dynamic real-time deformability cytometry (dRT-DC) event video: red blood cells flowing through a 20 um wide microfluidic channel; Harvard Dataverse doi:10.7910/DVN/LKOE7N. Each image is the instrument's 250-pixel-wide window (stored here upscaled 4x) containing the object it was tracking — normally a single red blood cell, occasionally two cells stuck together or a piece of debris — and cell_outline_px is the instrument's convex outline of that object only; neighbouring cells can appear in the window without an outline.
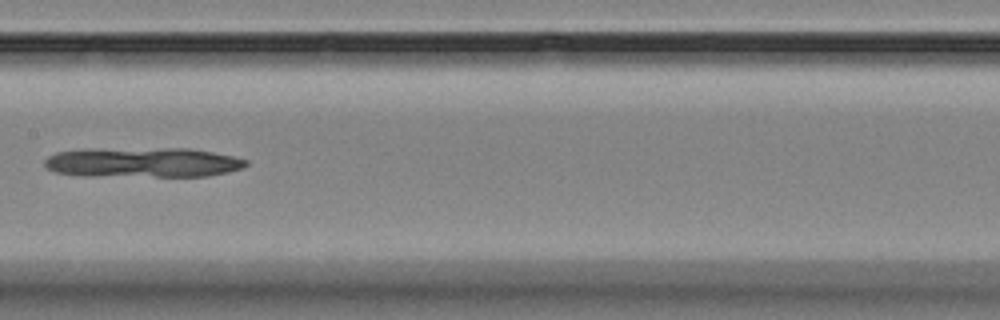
{"species": "Egyptian fruit bat (a non-hibernating species)", "species_latin": "Rousettus aegyptiacus", "temperature_condition": "room temperature", "stored_images_in_passage": 11, "camera_frame_rate_fps": 3000, "um_per_image_px": 0.085, "animal": {"sex": "female"}, "frame": {"image": 1, "passage_image": 8, "time_ms": 8.667, "image_size_px": [1000, 320], "cell_outline_px": [[248, 164], [244, 168], [228, 172], [208, 176], [84, 176], [56, 172], [48, 168], [44, 164], [44, 160], [48, 156], [56, 152], [80, 148], [188, 148], [212, 152], [232, 156], [248, 160]], "centroid_in_image_um": [12.11, 13.79], "position_along_channel_um": 195.3, "area_um2": 35.6}}
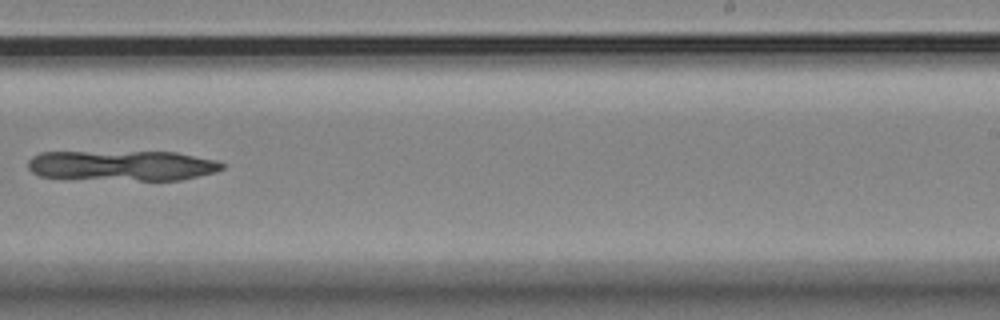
{"frame": {"image": 2, "passage_image": 10, "time_ms": 11.0, "image_size_px": [1000, 320], "cell_outline_px": [[224, 168], [216, 172], [180, 180], [140, 180], [40, 176], [32, 172], [28, 168], [28, 160], [32, 156], [40, 152], [176, 152], [216, 160], [224, 164]], "centroid_in_image_um": [10.42, 14.06], "position_along_channel_um": 278.6, "area_um2": 33.93}}
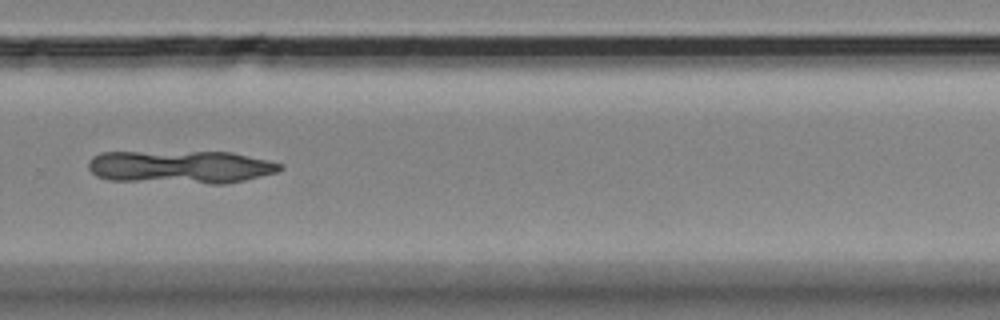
{"frame": {"image": 3, "passage_image": 11, "time_ms": 12.0, "image_size_px": [1000, 320], "cell_outline_px": [[284, 168], [276, 172], [244, 180], [224, 184], [212, 184], [108, 180], [96, 176], [88, 168], [88, 160], [92, 156], [100, 152], [232, 152], [268, 160], [284, 164]], "centroid_in_image_um": [15.33, 14.19], "position_along_channel_um": 314.5, "area_um2": 37.17}}